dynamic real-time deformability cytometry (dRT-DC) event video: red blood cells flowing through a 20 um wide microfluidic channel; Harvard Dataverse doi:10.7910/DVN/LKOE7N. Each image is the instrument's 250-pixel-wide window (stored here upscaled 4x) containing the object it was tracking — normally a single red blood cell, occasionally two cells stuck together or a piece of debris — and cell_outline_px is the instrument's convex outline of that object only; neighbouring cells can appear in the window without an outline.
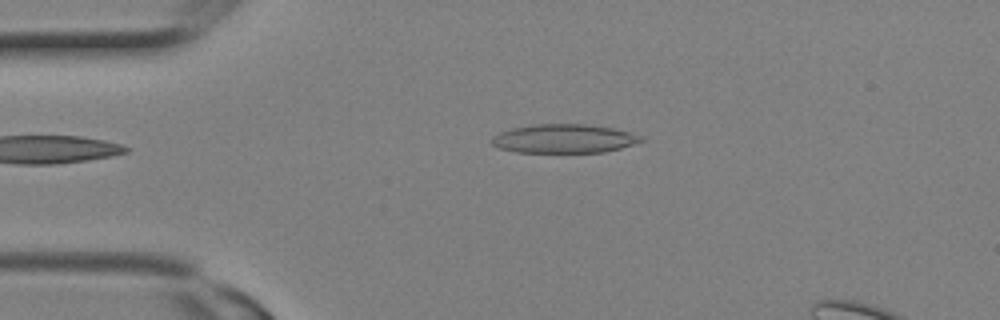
{"species": "Egyptian fruit bat (a non-hibernating species)", "species_latin": "Rousettus aegyptiacus", "temperature_condition": "room temperature", "stored_images_in_passage": 6, "camera_frame_rate_fps": 3000, "um_per_image_px": 0.085, "animal": {"sex": "female"}, "frame": {"image": 1, "passage_image": 6, "time_ms": 1.667, "image_size_px": [1000, 320], "cell_outline_px": [[644, 140], [620, 148], [604, 152], [516, 152], [500, 148], [492, 144], [492, 136], [500, 132], [516, 128], [536, 124], [584, 124], [612, 128], [644, 136]], "centroid_in_image_um": [47.95, 11.79], "position_along_channel_um": 37.0, "area_um2": 24.74}}